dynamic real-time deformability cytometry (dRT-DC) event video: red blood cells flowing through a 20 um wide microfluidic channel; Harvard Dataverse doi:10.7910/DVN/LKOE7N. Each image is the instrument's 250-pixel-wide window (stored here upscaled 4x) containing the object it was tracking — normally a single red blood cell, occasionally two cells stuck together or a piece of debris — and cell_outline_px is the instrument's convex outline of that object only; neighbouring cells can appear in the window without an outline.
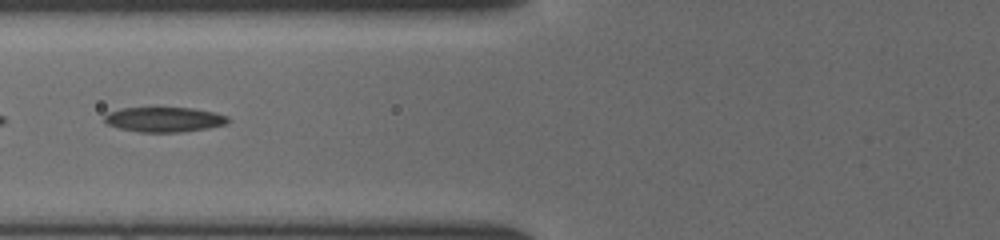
{"species": "common noctule bat (a hibernating species)", "species_latin": "Nyctalus noctula", "temperature_condition": "cold", "stored_images_in_passage": 8, "camera_frame_rate_fps": 3000, "um_per_image_px": 0.085, "animal": {"sex": "female", "body_mass_g": 19.5, "forearm_length_mm": 54.1}, "frame": {"image": 1, "passage_image": 5, "time_ms": 1.333, "image_size_px": [1000, 240], "cell_outline_px": [[228, 124], [208, 128], [180, 132], [140, 132], [120, 128], [108, 124], [104, 120], [104, 116], [108, 112], [120, 108], [192, 108], [212, 112], [228, 116]], "centroid_in_image_um": [13.95, 10.16], "position_along_channel_um": 111.8, "area_um2": 17.8}}